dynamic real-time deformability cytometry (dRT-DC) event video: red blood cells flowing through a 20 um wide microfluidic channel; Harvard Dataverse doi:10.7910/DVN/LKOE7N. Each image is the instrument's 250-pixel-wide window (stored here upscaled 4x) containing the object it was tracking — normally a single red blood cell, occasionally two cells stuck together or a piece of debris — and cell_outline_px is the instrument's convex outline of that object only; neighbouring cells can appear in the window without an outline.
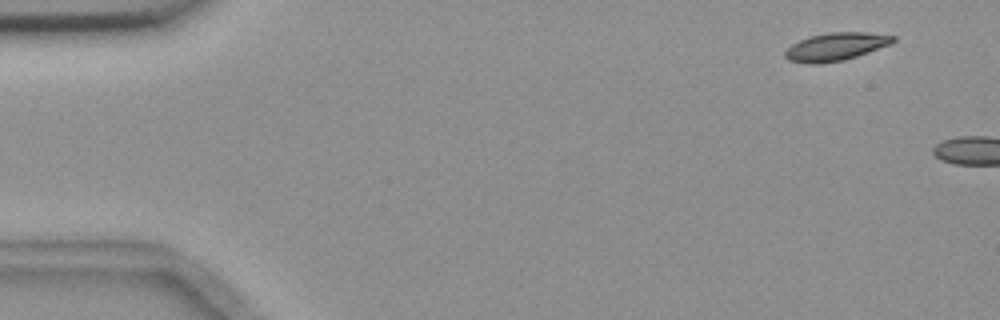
{"species": "common noctule bat (a hibernating species)", "species_latin": "Nyctalus noctula", "temperature_condition": "room temperature", "stored_images_in_passage": 2, "camera_frame_rate_fps": 3000, "um_per_image_px": 0.085, "animal": {"sex": "female", "body_mass_g": 18.4}, "frame": {"image": 1, "passage_image": 1, "time_ms": 0.0, "image_size_px": [1000, 320], "cell_outline_px": [[896, 40], [892, 44], [844, 60], [820, 64], [808, 64], [788, 60], [784, 56], [784, 52], [792, 44], [800, 40], [812, 36], [832, 32], [864, 32], [896, 36]], "centroid_in_image_um": [71.05, 3.98], "position_along_channel_um": 13.9, "area_um2": 17.51}}